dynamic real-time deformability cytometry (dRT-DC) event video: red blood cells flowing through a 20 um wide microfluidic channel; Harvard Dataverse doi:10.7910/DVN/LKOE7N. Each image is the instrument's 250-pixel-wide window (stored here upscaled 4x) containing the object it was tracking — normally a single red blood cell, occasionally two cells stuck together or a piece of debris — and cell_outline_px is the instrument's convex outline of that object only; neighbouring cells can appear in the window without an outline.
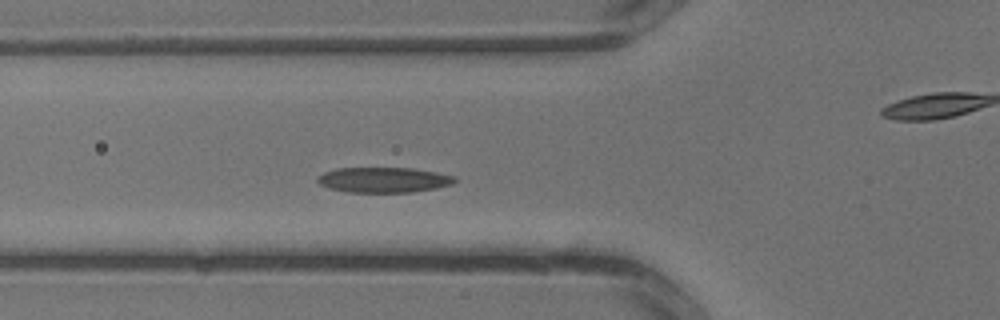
{"species": "common noctule bat (a hibernating species)", "species_latin": "Nyctalus noctula", "temperature_condition": "warm", "stored_images_in_passage": 31, "camera_frame_rate_fps": 3000, "um_per_image_px": 0.085, "animal": {"sex": "male", "body_mass_g": 13.3}, "frame": {"image": 1, "passage_image": 9, "time_ms": 2.667, "image_size_px": [1000, 320], "cell_outline_px": [[456, 180], [452, 184], [436, 188], [412, 192], [348, 192], [328, 188], [320, 184], [316, 180], [316, 176], [324, 172], [336, 168], [412, 168], [436, 172], [456, 176]], "centroid_in_image_um": [32.59, 15.28], "position_along_channel_um": 93.2, "area_um2": 20.29}}
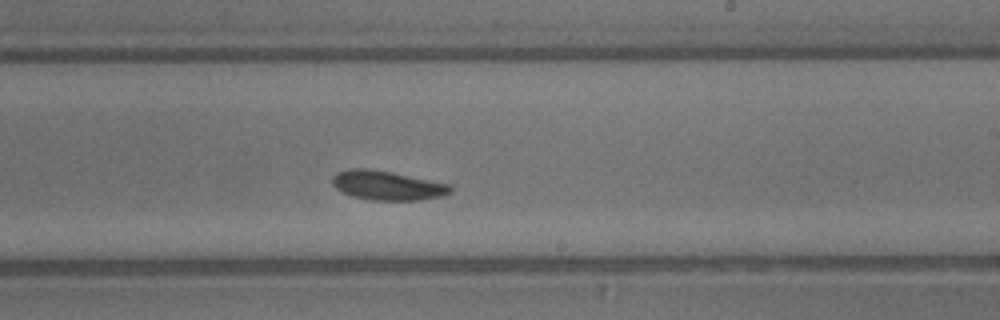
{"frame": {"image": 2, "passage_image": 17, "time_ms": 5.333, "image_size_px": [1000, 320], "cell_outline_px": [[452, 192], [444, 196], [420, 200], [372, 200], [352, 196], [336, 188], [332, 184], [332, 176], [336, 172], [348, 168], [368, 168], [392, 172], [448, 184], [452, 188]], "centroid_in_image_um": [32.9, 15.76], "position_along_channel_um": 256.1, "area_um2": 20.17}}
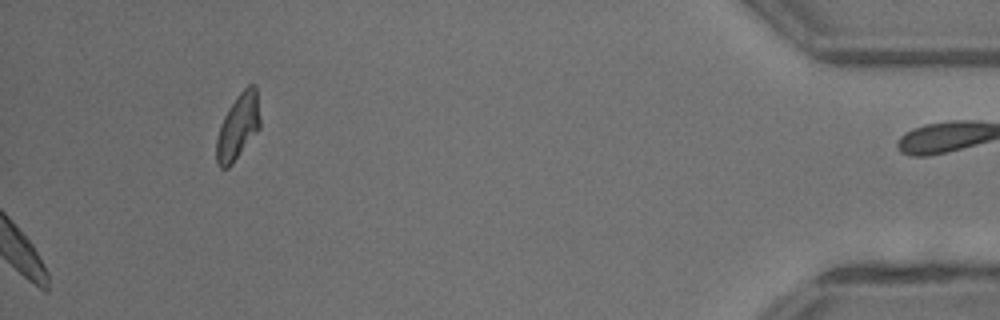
{"frame": {"image": 3, "passage_image": 31, "time_ms": 10.0, "image_size_px": [1000, 320], "cell_outline_px": [[260, 128], [232, 164], [228, 168], [220, 168], [216, 164], [216, 140], [220, 124], [224, 116], [236, 96], [248, 84], [256, 84], [260, 120]], "centroid_in_image_um": [20.22, 10.77], "position_along_channel_um": 415.0, "area_um2": 16.76}}